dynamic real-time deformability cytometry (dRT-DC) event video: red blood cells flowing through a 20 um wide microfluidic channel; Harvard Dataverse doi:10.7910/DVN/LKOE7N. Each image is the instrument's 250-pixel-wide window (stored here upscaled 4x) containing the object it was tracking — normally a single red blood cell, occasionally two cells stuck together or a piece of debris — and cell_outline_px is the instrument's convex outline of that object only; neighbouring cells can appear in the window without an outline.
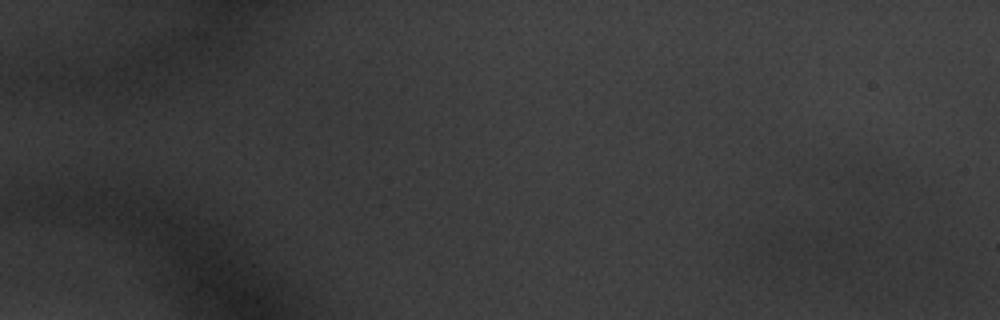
{"species": "common noctule bat (a hibernating species)", "species_latin": "Nyctalus noctula", "temperature_condition": "warm", "stored_images_in_passage": 6, "camera_frame_rate_fps": 3000, "um_per_image_px": 0.085, "animal": {"sex": "male", "body_mass_g": 20.1, "forearm_length_mm": 53.5}, "frame": {"image": 1, "passage_image": 1, "time_ms": 0.0, "image_size_px": [1000, 320], "cell_outline_px": [[872, 244], [844, 272], [752, 260], [752, 252], [772, 232], [800, 228], [864, 224], [872, 240]], "centroid_in_image_um": [69.33, 20.99], "position_along_channel_um": 15.7, "area_um2": 29.59}}